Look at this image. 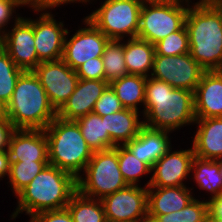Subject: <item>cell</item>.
I'll return each instance as SVG.
<instances>
[{
    "mask_svg": "<svg viewBox=\"0 0 222 222\" xmlns=\"http://www.w3.org/2000/svg\"><path fill=\"white\" fill-rule=\"evenodd\" d=\"M5 107L0 103V117H3Z\"/></svg>",
    "mask_w": 222,
    "mask_h": 222,
    "instance_id": "f6af8a7d",
    "label": "cell"
},
{
    "mask_svg": "<svg viewBox=\"0 0 222 222\" xmlns=\"http://www.w3.org/2000/svg\"><path fill=\"white\" fill-rule=\"evenodd\" d=\"M110 222H148L147 187L127 185L101 199Z\"/></svg>",
    "mask_w": 222,
    "mask_h": 222,
    "instance_id": "30bf717a",
    "label": "cell"
},
{
    "mask_svg": "<svg viewBox=\"0 0 222 222\" xmlns=\"http://www.w3.org/2000/svg\"><path fill=\"white\" fill-rule=\"evenodd\" d=\"M191 176L199 189L210 193L209 201L222 195V177L220 160H206L194 157L191 166Z\"/></svg>",
    "mask_w": 222,
    "mask_h": 222,
    "instance_id": "d4e9b609",
    "label": "cell"
},
{
    "mask_svg": "<svg viewBox=\"0 0 222 222\" xmlns=\"http://www.w3.org/2000/svg\"><path fill=\"white\" fill-rule=\"evenodd\" d=\"M84 28L76 30L71 38L65 37L62 60L73 70L89 59L102 57L110 40L87 17Z\"/></svg>",
    "mask_w": 222,
    "mask_h": 222,
    "instance_id": "7c38bea8",
    "label": "cell"
},
{
    "mask_svg": "<svg viewBox=\"0 0 222 222\" xmlns=\"http://www.w3.org/2000/svg\"><path fill=\"white\" fill-rule=\"evenodd\" d=\"M126 186L118 163V145L93 152L83 174L77 178V190L95 199H102Z\"/></svg>",
    "mask_w": 222,
    "mask_h": 222,
    "instance_id": "8992f818",
    "label": "cell"
},
{
    "mask_svg": "<svg viewBox=\"0 0 222 222\" xmlns=\"http://www.w3.org/2000/svg\"><path fill=\"white\" fill-rule=\"evenodd\" d=\"M201 2L213 5H222V0H199Z\"/></svg>",
    "mask_w": 222,
    "mask_h": 222,
    "instance_id": "7bdbcfd3",
    "label": "cell"
},
{
    "mask_svg": "<svg viewBox=\"0 0 222 222\" xmlns=\"http://www.w3.org/2000/svg\"><path fill=\"white\" fill-rule=\"evenodd\" d=\"M171 148L154 163L149 181L145 187H176L185 186V180L191 177V166L195 154L193 149ZM188 177V178H187ZM184 182V183H183Z\"/></svg>",
    "mask_w": 222,
    "mask_h": 222,
    "instance_id": "5bb4252c",
    "label": "cell"
},
{
    "mask_svg": "<svg viewBox=\"0 0 222 222\" xmlns=\"http://www.w3.org/2000/svg\"><path fill=\"white\" fill-rule=\"evenodd\" d=\"M10 158L7 150L0 151V179L9 175Z\"/></svg>",
    "mask_w": 222,
    "mask_h": 222,
    "instance_id": "60d3db41",
    "label": "cell"
},
{
    "mask_svg": "<svg viewBox=\"0 0 222 222\" xmlns=\"http://www.w3.org/2000/svg\"><path fill=\"white\" fill-rule=\"evenodd\" d=\"M109 86L105 80L79 79L75 91L57 111V117L75 121L93 112L96 101Z\"/></svg>",
    "mask_w": 222,
    "mask_h": 222,
    "instance_id": "2e32d148",
    "label": "cell"
},
{
    "mask_svg": "<svg viewBox=\"0 0 222 222\" xmlns=\"http://www.w3.org/2000/svg\"><path fill=\"white\" fill-rule=\"evenodd\" d=\"M143 125L173 132L196 121L194 92L173 88L170 84L147 77Z\"/></svg>",
    "mask_w": 222,
    "mask_h": 222,
    "instance_id": "6da1fadb",
    "label": "cell"
},
{
    "mask_svg": "<svg viewBox=\"0 0 222 222\" xmlns=\"http://www.w3.org/2000/svg\"><path fill=\"white\" fill-rule=\"evenodd\" d=\"M23 72L0 46V103L6 107L12 98L17 79Z\"/></svg>",
    "mask_w": 222,
    "mask_h": 222,
    "instance_id": "1f68e13d",
    "label": "cell"
},
{
    "mask_svg": "<svg viewBox=\"0 0 222 222\" xmlns=\"http://www.w3.org/2000/svg\"><path fill=\"white\" fill-rule=\"evenodd\" d=\"M29 222H73L67 208L60 210L44 211L32 215Z\"/></svg>",
    "mask_w": 222,
    "mask_h": 222,
    "instance_id": "8d00e7d4",
    "label": "cell"
},
{
    "mask_svg": "<svg viewBox=\"0 0 222 222\" xmlns=\"http://www.w3.org/2000/svg\"><path fill=\"white\" fill-rule=\"evenodd\" d=\"M185 0H143L145 3H176V2H182Z\"/></svg>",
    "mask_w": 222,
    "mask_h": 222,
    "instance_id": "b9f144b4",
    "label": "cell"
},
{
    "mask_svg": "<svg viewBox=\"0 0 222 222\" xmlns=\"http://www.w3.org/2000/svg\"><path fill=\"white\" fill-rule=\"evenodd\" d=\"M11 28L1 36V46L18 68L33 71L41 62L34 45L33 19H15Z\"/></svg>",
    "mask_w": 222,
    "mask_h": 222,
    "instance_id": "4fadbf2b",
    "label": "cell"
},
{
    "mask_svg": "<svg viewBox=\"0 0 222 222\" xmlns=\"http://www.w3.org/2000/svg\"><path fill=\"white\" fill-rule=\"evenodd\" d=\"M208 216V201L194 198L180 211L148 215V222H204Z\"/></svg>",
    "mask_w": 222,
    "mask_h": 222,
    "instance_id": "f1b7e54d",
    "label": "cell"
},
{
    "mask_svg": "<svg viewBox=\"0 0 222 222\" xmlns=\"http://www.w3.org/2000/svg\"><path fill=\"white\" fill-rule=\"evenodd\" d=\"M49 161L10 162L8 182L12 192L17 196L46 165Z\"/></svg>",
    "mask_w": 222,
    "mask_h": 222,
    "instance_id": "f546056e",
    "label": "cell"
},
{
    "mask_svg": "<svg viewBox=\"0 0 222 222\" xmlns=\"http://www.w3.org/2000/svg\"><path fill=\"white\" fill-rule=\"evenodd\" d=\"M220 173H221V177H222V159L220 160Z\"/></svg>",
    "mask_w": 222,
    "mask_h": 222,
    "instance_id": "c3c4849f",
    "label": "cell"
},
{
    "mask_svg": "<svg viewBox=\"0 0 222 222\" xmlns=\"http://www.w3.org/2000/svg\"><path fill=\"white\" fill-rule=\"evenodd\" d=\"M23 7L16 0H0V36H2L8 29V24L10 20L20 19L21 16L17 13L16 8ZM16 16V17H14ZM7 26V27H6Z\"/></svg>",
    "mask_w": 222,
    "mask_h": 222,
    "instance_id": "d590c367",
    "label": "cell"
},
{
    "mask_svg": "<svg viewBox=\"0 0 222 222\" xmlns=\"http://www.w3.org/2000/svg\"><path fill=\"white\" fill-rule=\"evenodd\" d=\"M205 70L190 53L178 56L155 55L150 77L173 88L195 91Z\"/></svg>",
    "mask_w": 222,
    "mask_h": 222,
    "instance_id": "9c48e42d",
    "label": "cell"
},
{
    "mask_svg": "<svg viewBox=\"0 0 222 222\" xmlns=\"http://www.w3.org/2000/svg\"><path fill=\"white\" fill-rule=\"evenodd\" d=\"M87 145L95 151L114 148L116 145L111 141L105 126V116L89 113L75 120Z\"/></svg>",
    "mask_w": 222,
    "mask_h": 222,
    "instance_id": "484cf974",
    "label": "cell"
},
{
    "mask_svg": "<svg viewBox=\"0 0 222 222\" xmlns=\"http://www.w3.org/2000/svg\"><path fill=\"white\" fill-rule=\"evenodd\" d=\"M185 26L191 57L205 71L222 67V5L192 3L185 17Z\"/></svg>",
    "mask_w": 222,
    "mask_h": 222,
    "instance_id": "7a4b0ae2",
    "label": "cell"
},
{
    "mask_svg": "<svg viewBox=\"0 0 222 222\" xmlns=\"http://www.w3.org/2000/svg\"><path fill=\"white\" fill-rule=\"evenodd\" d=\"M37 19H33L34 45L41 62L62 59L65 37L70 33L64 28L63 21H58L49 11H41Z\"/></svg>",
    "mask_w": 222,
    "mask_h": 222,
    "instance_id": "9a60e30c",
    "label": "cell"
},
{
    "mask_svg": "<svg viewBox=\"0 0 222 222\" xmlns=\"http://www.w3.org/2000/svg\"><path fill=\"white\" fill-rule=\"evenodd\" d=\"M17 2H19L23 7L27 6L29 7L32 3V0H16Z\"/></svg>",
    "mask_w": 222,
    "mask_h": 222,
    "instance_id": "ee69618b",
    "label": "cell"
},
{
    "mask_svg": "<svg viewBox=\"0 0 222 222\" xmlns=\"http://www.w3.org/2000/svg\"><path fill=\"white\" fill-rule=\"evenodd\" d=\"M125 109L115 92L108 86L102 96L96 101L93 113L106 116Z\"/></svg>",
    "mask_w": 222,
    "mask_h": 222,
    "instance_id": "836d02e7",
    "label": "cell"
},
{
    "mask_svg": "<svg viewBox=\"0 0 222 222\" xmlns=\"http://www.w3.org/2000/svg\"><path fill=\"white\" fill-rule=\"evenodd\" d=\"M118 163L127 185L140 186L138 183L140 178L152 173L151 168L138 160L125 145H118Z\"/></svg>",
    "mask_w": 222,
    "mask_h": 222,
    "instance_id": "4dcf8cb0",
    "label": "cell"
},
{
    "mask_svg": "<svg viewBox=\"0 0 222 222\" xmlns=\"http://www.w3.org/2000/svg\"><path fill=\"white\" fill-rule=\"evenodd\" d=\"M169 131L141 127L138 135L126 143L125 146L140 161L146 163L151 169L172 146Z\"/></svg>",
    "mask_w": 222,
    "mask_h": 222,
    "instance_id": "ac0fdd59",
    "label": "cell"
},
{
    "mask_svg": "<svg viewBox=\"0 0 222 222\" xmlns=\"http://www.w3.org/2000/svg\"><path fill=\"white\" fill-rule=\"evenodd\" d=\"M66 208L73 222H106L105 211L101 199L90 198L78 190L72 195Z\"/></svg>",
    "mask_w": 222,
    "mask_h": 222,
    "instance_id": "4316f807",
    "label": "cell"
},
{
    "mask_svg": "<svg viewBox=\"0 0 222 222\" xmlns=\"http://www.w3.org/2000/svg\"><path fill=\"white\" fill-rule=\"evenodd\" d=\"M10 162L48 160V141L44 130L16 129L9 142Z\"/></svg>",
    "mask_w": 222,
    "mask_h": 222,
    "instance_id": "e0dca14e",
    "label": "cell"
},
{
    "mask_svg": "<svg viewBox=\"0 0 222 222\" xmlns=\"http://www.w3.org/2000/svg\"><path fill=\"white\" fill-rule=\"evenodd\" d=\"M196 118L222 117V77L205 71L194 91Z\"/></svg>",
    "mask_w": 222,
    "mask_h": 222,
    "instance_id": "d6986e66",
    "label": "cell"
},
{
    "mask_svg": "<svg viewBox=\"0 0 222 222\" xmlns=\"http://www.w3.org/2000/svg\"><path fill=\"white\" fill-rule=\"evenodd\" d=\"M44 131L48 141L49 164L76 179L80 177L92 158L93 150L87 145L78 124L56 117Z\"/></svg>",
    "mask_w": 222,
    "mask_h": 222,
    "instance_id": "5b68a950",
    "label": "cell"
},
{
    "mask_svg": "<svg viewBox=\"0 0 222 222\" xmlns=\"http://www.w3.org/2000/svg\"><path fill=\"white\" fill-rule=\"evenodd\" d=\"M185 186L176 187H148L147 206L148 215H164L180 211L195 197L192 190Z\"/></svg>",
    "mask_w": 222,
    "mask_h": 222,
    "instance_id": "44dd1931",
    "label": "cell"
},
{
    "mask_svg": "<svg viewBox=\"0 0 222 222\" xmlns=\"http://www.w3.org/2000/svg\"><path fill=\"white\" fill-rule=\"evenodd\" d=\"M141 113L123 109L113 114L105 116V126L108 130L111 141L117 145H125L133 140L143 126V118H139Z\"/></svg>",
    "mask_w": 222,
    "mask_h": 222,
    "instance_id": "7402d4cb",
    "label": "cell"
},
{
    "mask_svg": "<svg viewBox=\"0 0 222 222\" xmlns=\"http://www.w3.org/2000/svg\"><path fill=\"white\" fill-rule=\"evenodd\" d=\"M48 95L53 108L58 111L75 91L79 77L62 59L40 62L33 70Z\"/></svg>",
    "mask_w": 222,
    "mask_h": 222,
    "instance_id": "8fae6325",
    "label": "cell"
},
{
    "mask_svg": "<svg viewBox=\"0 0 222 222\" xmlns=\"http://www.w3.org/2000/svg\"><path fill=\"white\" fill-rule=\"evenodd\" d=\"M208 213L212 219L222 222V195L208 201Z\"/></svg>",
    "mask_w": 222,
    "mask_h": 222,
    "instance_id": "ab89813d",
    "label": "cell"
},
{
    "mask_svg": "<svg viewBox=\"0 0 222 222\" xmlns=\"http://www.w3.org/2000/svg\"><path fill=\"white\" fill-rule=\"evenodd\" d=\"M155 45L136 38L124 39V58L128 74L149 77L153 69ZM151 70V71H150Z\"/></svg>",
    "mask_w": 222,
    "mask_h": 222,
    "instance_id": "603a6c76",
    "label": "cell"
},
{
    "mask_svg": "<svg viewBox=\"0 0 222 222\" xmlns=\"http://www.w3.org/2000/svg\"><path fill=\"white\" fill-rule=\"evenodd\" d=\"M91 1V2H90ZM94 0H32L30 8L33 9L34 14H39L41 11H50L53 8L60 7V5L71 4V3H92Z\"/></svg>",
    "mask_w": 222,
    "mask_h": 222,
    "instance_id": "74e56055",
    "label": "cell"
},
{
    "mask_svg": "<svg viewBox=\"0 0 222 222\" xmlns=\"http://www.w3.org/2000/svg\"><path fill=\"white\" fill-rule=\"evenodd\" d=\"M110 39L102 54L105 81H111L128 75L124 58V41Z\"/></svg>",
    "mask_w": 222,
    "mask_h": 222,
    "instance_id": "83f0119b",
    "label": "cell"
},
{
    "mask_svg": "<svg viewBox=\"0 0 222 222\" xmlns=\"http://www.w3.org/2000/svg\"><path fill=\"white\" fill-rule=\"evenodd\" d=\"M3 117L15 129L32 130H44L57 117V111L33 71L20 74Z\"/></svg>",
    "mask_w": 222,
    "mask_h": 222,
    "instance_id": "277c9868",
    "label": "cell"
},
{
    "mask_svg": "<svg viewBox=\"0 0 222 222\" xmlns=\"http://www.w3.org/2000/svg\"><path fill=\"white\" fill-rule=\"evenodd\" d=\"M143 0H104L86 16L109 39L136 38Z\"/></svg>",
    "mask_w": 222,
    "mask_h": 222,
    "instance_id": "52a82bcc",
    "label": "cell"
},
{
    "mask_svg": "<svg viewBox=\"0 0 222 222\" xmlns=\"http://www.w3.org/2000/svg\"><path fill=\"white\" fill-rule=\"evenodd\" d=\"M189 52V36L185 25L155 44V55L178 56Z\"/></svg>",
    "mask_w": 222,
    "mask_h": 222,
    "instance_id": "d6a6232c",
    "label": "cell"
},
{
    "mask_svg": "<svg viewBox=\"0 0 222 222\" xmlns=\"http://www.w3.org/2000/svg\"><path fill=\"white\" fill-rule=\"evenodd\" d=\"M15 130L7 118L0 117V151L8 150L10 138Z\"/></svg>",
    "mask_w": 222,
    "mask_h": 222,
    "instance_id": "f35d334b",
    "label": "cell"
},
{
    "mask_svg": "<svg viewBox=\"0 0 222 222\" xmlns=\"http://www.w3.org/2000/svg\"><path fill=\"white\" fill-rule=\"evenodd\" d=\"M190 0L176 3L143 2L137 37L155 45L185 25Z\"/></svg>",
    "mask_w": 222,
    "mask_h": 222,
    "instance_id": "ba28073f",
    "label": "cell"
},
{
    "mask_svg": "<svg viewBox=\"0 0 222 222\" xmlns=\"http://www.w3.org/2000/svg\"><path fill=\"white\" fill-rule=\"evenodd\" d=\"M216 72L222 77V67L216 70Z\"/></svg>",
    "mask_w": 222,
    "mask_h": 222,
    "instance_id": "7dc6e473",
    "label": "cell"
},
{
    "mask_svg": "<svg viewBox=\"0 0 222 222\" xmlns=\"http://www.w3.org/2000/svg\"><path fill=\"white\" fill-rule=\"evenodd\" d=\"M77 191V179L70 173L48 164L16 196L17 207L11 219L25 212L31 217L40 212L66 208Z\"/></svg>",
    "mask_w": 222,
    "mask_h": 222,
    "instance_id": "3957f363",
    "label": "cell"
},
{
    "mask_svg": "<svg viewBox=\"0 0 222 222\" xmlns=\"http://www.w3.org/2000/svg\"><path fill=\"white\" fill-rule=\"evenodd\" d=\"M147 77L142 75L128 74L115 79L109 86L117 95L125 109L139 111L138 106L145 104V85ZM142 103V104H141Z\"/></svg>",
    "mask_w": 222,
    "mask_h": 222,
    "instance_id": "cb8c5ba5",
    "label": "cell"
},
{
    "mask_svg": "<svg viewBox=\"0 0 222 222\" xmlns=\"http://www.w3.org/2000/svg\"><path fill=\"white\" fill-rule=\"evenodd\" d=\"M75 71L79 79L105 80V71L102 57H96L87 60Z\"/></svg>",
    "mask_w": 222,
    "mask_h": 222,
    "instance_id": "e575fe53",
    "label": "cell"
},
{
    "mask_svg": "<svg viewBox=\"0 0 222 222\" xmlns=\"http://www.w3.org/2000/svg\"><path fill=\"white\" fill-rule=\"evenodd\" d=\"M197 131L192 141L193 153L206 160L222 159V117L196 118Z\"/></svg>",
    "mask_w": 222,
    "mask_h": 222,
    "instance_id": "ffe728a7",
    "label": "cell"
},
{
    "mask_svg": "<svg viewBox=\"0 0 222 222\" xmlns=\"http://www.w3.org/2000/svg\"><path fill=\"white\" fill-rule=\"evenodd\" d=\"M204 222H218V221H216V220L212 219L210 216H208Z\"/></svg>",
    "mask_w": 222,
    "mask_h": 222,
    "instance_id": "bcb514c9",
    "label": "cell"
}]
</instances>
